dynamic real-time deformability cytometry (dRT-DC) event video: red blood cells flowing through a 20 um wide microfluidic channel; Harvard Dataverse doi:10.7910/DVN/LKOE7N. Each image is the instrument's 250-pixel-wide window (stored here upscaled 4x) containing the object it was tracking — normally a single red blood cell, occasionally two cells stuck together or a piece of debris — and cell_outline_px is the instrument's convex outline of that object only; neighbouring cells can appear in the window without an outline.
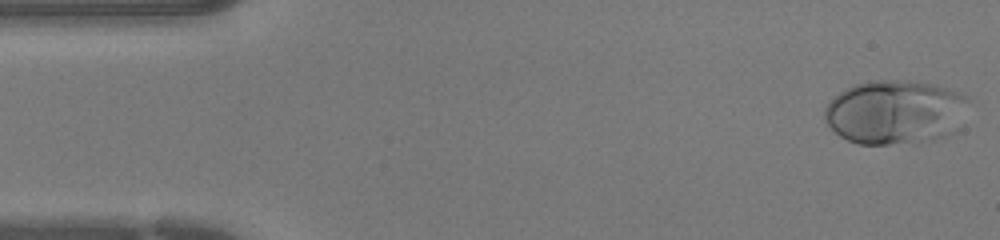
{"species": "human", "species_latin": "Homo sapiens", "temperature_condition": "warm", "stored_images_in_passage": 43, "camera_frame_rate_fps": 3000, "um_per_image_px": 0.085, "donor": {"sex": "female"}, "frame": {"image": 1, "passage_image": 1, "time_ms": 0.0, "image_size_px": [1000, 240], "cell_outline_px": [[968, 100], [956, 128], [952, 132], [944, 136], [932, 140], [888, 144], [860, 144], [848, 140], [840, 136], [824, 120], [824, 108], [840, 92], [852, 84], [868, 80], [908, 80], [928, 84], [944, 88], [956, 92], [964, 96]], "centroid_in_image_um": [76.01, 9.52], "position_along_channel_um": 9.0, "area_um2": 53.06}}
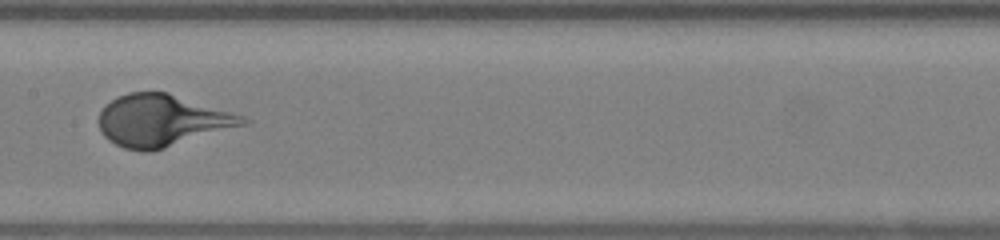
{"frame": {"image": 2, "passage_image": 21, "time_ms": 6.667, "image_size_px": [1000, 240], "cell_outline_px": [[252, 120], [244, 124], [152, 152], [144, 152], [124, 148], [108, 140], [104, 136], [100, 128], [100, 112], [116, 96], [128, 92], [168, 92], [244, 116]], "centroid_in_image_um": [13.75, 10.24], "position_along_channel_um": 193.7, "area_um2": 43.0}}
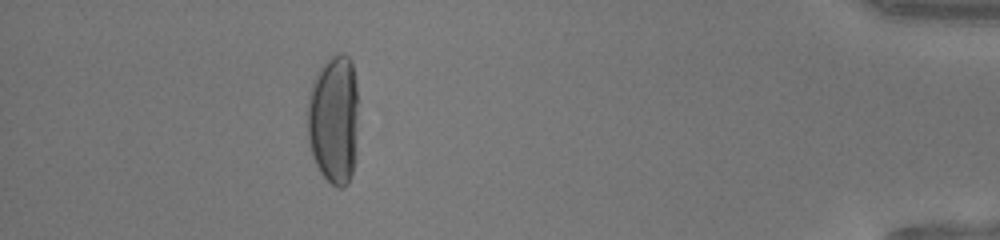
{"frame": {"image": 3, "passage_image": 39, "time_ms": 12.667, "image_size_px": [1000, 240], "cell_outline_px": [[356, 160], [348, 184], [344, 188], [336, 188], [320, 172], [312, 156], [308, 140], [308, 96], [312, 80], [320, 68], [332, 56], [340, 52], [348, 56], [352, 60], [356, 80]], "centroid_in_image_um": [28.37, 10.17], "position_along_channel_um": 406.8, "area_um2": 38.61}}